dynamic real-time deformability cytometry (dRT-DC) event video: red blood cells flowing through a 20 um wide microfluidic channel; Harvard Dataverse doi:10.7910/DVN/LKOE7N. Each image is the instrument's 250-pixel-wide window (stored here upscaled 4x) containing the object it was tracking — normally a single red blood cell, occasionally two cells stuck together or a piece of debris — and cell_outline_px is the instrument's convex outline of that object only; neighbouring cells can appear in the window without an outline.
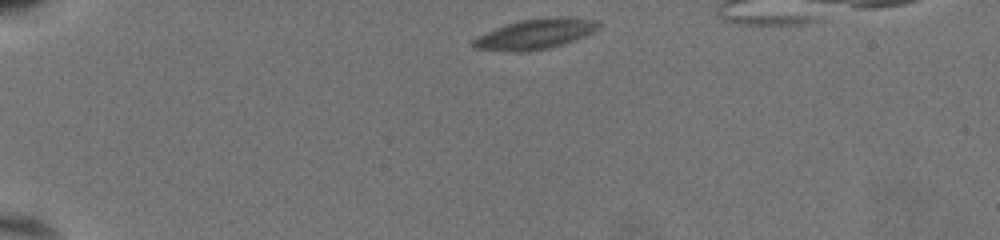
{"species": "common noctule bat (a hibernating species)", "species_latin": "Nyctalus noctula", "temperature_condition": "warm", "stored_images_in_passage": 39, "camera_frame_rate_fps": 3000, "um_per_image_px": 0.085, "animal": {"sex": "female", "body_mass_g": 19.5, "forearm_length_mm": 54.1}, "frame": {"image": 1, "passage_image": 1, "time_ms": 0.0, "image_size_px": [1000, 240], "cell_outline_px": [[600, 28], [584, 36], [548, 48], [524, 52], [516, 52], [472, 48], [472, 40], [496, 28], [520, 20], [560, 16], [568, 16], [592, 20], [600, 24]], "centroid_in_image_um": [45.5, 2.89], "position_along_channel_um": 39.5, "area_um2": 21.62}}
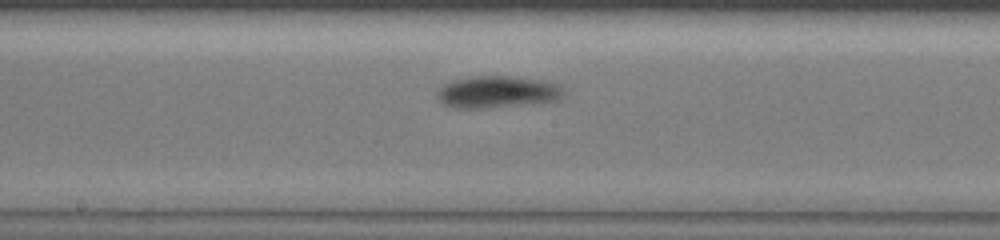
{"frame": {"image": 2, "passage_image": 21, "time_ms": 6.667, "image_size_px": [1000, 240], "cell_outline_px": [[564, 92], [556, 100], [484, 108], [456, 108], [444, 104], [436, 96], [436, 92], [444, 84], [452, 80], [468, 76], [516, 76], [544, 80], [560, 84]], "centroid_in_image_um": [42.23, 7.79], "position_along_channel_um": 206.0, "area_um2": 23.47}}
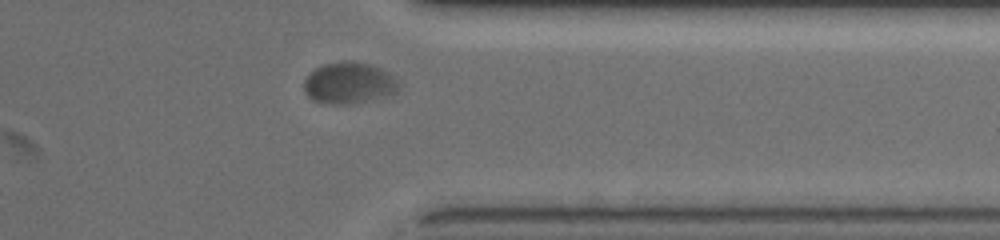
{"frame": {"image": 3, "passage_image": 36, "time_ms": 11.667, "image_size_px": [1000, 240], "cell_outline_px": [[400, 88], [396, 92], [384, 96], [356, 104], [328, 104], [312, 100], [304, 92], [304, 80], [308, 72], [324, 64], [344, 60], [352, 60], [368, 64], [380, 68], [392, 76], [396, 80]], "centroid_in_image_um": [29.61, 7.06], "position_along_channel_um": 381.8, "area_um2": 23.06}, "authors_computed_cell_mechanics": {"area_um2": 22.6576, "velocity_mm_per_s": 3.5289, "shape_relaxation_time_tau1_ms": 3.3108, "shape_relaxation_time_tau2_ms": null, "deformation_change_tau1": 0.0914, "deformation_change_tau2": null}}